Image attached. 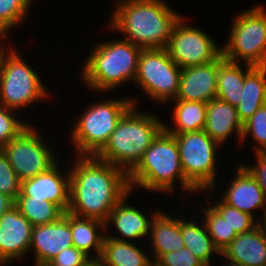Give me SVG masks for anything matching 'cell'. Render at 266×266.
I'll use <instances>...</instances> for the list:
<instances>
[{
  "mask_svg": "<svg viewBox=\"0 0 266 266\" xmlns=\"http://www.w3.org/2000/svg\"><path fill=\"white\" fill-rule=\"evenodd\" d=\"M73 246L70 212L56 222L33 226L30 245L35 251L34 262H50L59 252Z\"/></svg>",
  "mask_w": 266,
  "mask_h": 266,
  "instance_id": "15",
  "label": "cell"
},
{
  "mask_svg": "<svg viewBox=\"0 0 266 266\" xmlns=\"http://www.w3.org/2000/svg\"><path fill=\"white\" fill-rule=\"evenodd\" d=\"M220 256L244 266H266V241L259 227L237 235Z\"/></svg>",
  "mask_w": 266,
  "mask_h": 266,
  "instance_id": "19",
  "label": "cell"
},
{
  "mask_svg": "<svg viewBox=\"0 0 266 266\" xmlns=\"http://www.w3.org/2000/svg\"><path fill=\"white\" fill-rule=\"evenodd\" d=\"M154 266H206L188 248L165 253L155 262Z\"/></svg>",
  "mask_w": 266,
  "mask_h": 266,
  "instance_id": "35",
  "label": "cell"
},
{
  "mask_svg": "<svg viewBox=\"0 0 266 266\" xmlns=\"http://www.w3.org/2000/svg\"><path fill=\"white\" fill-rule=\"evenodd\" d=\"M224 266H244V265H242L240 263H237V262L230 261L229 265L227 264V265H224Z\"/></svg>",
  "mask_w": 266,
  "mask_h": 266,
  "instance_id": "43",
  "label": "cell"
},
{
  "mask_svg": "<svg viewBox=\"0 0 266 266\" xmlns=\"http://www.w3.org/2000/svg\"><path fill=\"white\" fill-rule=\"evenodd\" d=\"M36 266H53L50 262H37Z\"/></svg>",
  "mask_w": 266,
  "mask_h": 266,
  "instance_id": "42",
  "label": "cell"
},
{
  "mask_svg": "<svg viewBox=\"0 0 266 266\" xmlns=\"http://www.w3.org/2000/svg\"><path fill=\"white\" fill-rule=\"evenodd\" d=\"M33 225L13 206L0 218V264L21 260L30 252Z\"/></svg>",
  "mask_w": 266,
  "mask_h": 266,
  "instance_id": "13",
  "label": "cell"
},
{
  "mask_svg": "<svg viewBox=\"0 0 266 266\" xmlns=\"http://www.w3.org/2000/svg\"><path fill=\"white\" fill-rule=\"evenodd\" d=\"M136 102L130 99L105 100L92 104L78 118L71 131L78 156H96L106 145L118 121Z\"/></svg>",
  "mask_w": 266,
  "mask_h": 266,
  "instance_id": "6",
  "label": "cell"
},
{
  "mask_svg": "<svg viewBox=\"0 0 266 266\" xmlns=\"http://www.w3.org/2000/svg\"><path fill=\"white\" fill-rule=\"evenodd\" d=\"M251 135L258 143L256 152H266V104L261 106L244 124L241 140Z\"/></svg>",
  "mask_w": 266,
  "mask_h": 266,
  "instance_id": "32",
  "label": "cell"
},
{
  "mask_svg": "<svg viewBox=\"0 0 266 266\" xmlns=\"http://www.w3.org/2000/svg\"><path fill=\"white\" fill-rule=\"evenodd\" d=\"M37 130L26 126L1 149L20 181L46 172L57 161Z\"/></svg>",
  "mask_w": 266,
  "mask_h": 266,
  "instance_id": "11",
  "label": "cell"
},
{
  "mask_svg": "<svg viewBox=\"0 0 266 266\" xmlns=\"http://www.w3.org/2000/svg\"><path fill=\"white\" fill-rule=\"evenodd\" d=\"M181 70L166 48L142 49L134 81L152 100L165 103L177 96Z\"/></svg>",
  "mask_w": 266,
  "mask_h": 266,
  "instance_id": "10",
  "label": "cell"
},
{
  "mask_svg": "<svg viewBox=\"0 0 266 266\" xmlns=\"http://www.w3.org/2000/svg\"><path fill=\"white\" fill-rule=\"evenodd\" d=\"M70 173L68 211L106 223L113 208L130 192L128 175L96 156H77Z\"/></svg>",
  "mask_w": 266,
  "mask_h": 266,
  "instance_id": "1",
  "label": "cell"
},
{
  "mask_svg": "<svg viewBox=\"0 0 266 266\" xmlns=\"http://www.w3.org/2000/svg\"><path fill=\"white\" fill-rule=\"evenodd\" d=\"M257 162L255 166L245 165L244 167L249 171V173L254 177L257 183L263 190L265 200H266V152H256Z\"/></svg>",
  "mask_w": 266,
  "mask_h": 266,
  "instance_id": "37",
  "label": "cell"
},
{
  "mask_svg": "<svg viewBox=\"0 0 266 266\" xmlns=\"http://www.w3.org/2000/svg\"><path fill=\"white\" fill-rule=\"evenodd\" d=\"M14 111L0 103V149L28 126L13 116Z\"/></svg>",
  "mask_w": 266,
  "mask_h": 266,
  "instance_id": "34",
  "label": "cell"
},
{
  "mask_svg": "<svg viewBox=\"0 0 266 266\" xmlns=\"http://www.w3.org/2000/svg\"><path fill=\"white\" fill-rule=\"evenodd\" d=\"M171 135L176 138L181 166L187 181L198 192L215 189V151L219 144L204 130Z\"/></svg>",
  "mask_w": 266,
  "mask_h": 266,
  "instance_id": "9",
  "label": "cell"
},
{
  "mask_svg": "<svg viewBox=\"0 0 266 266\" xmlns=\"http://www.w3.org/2000/svg\"><path fill=\"white\" fill-rule=\"evenodd\" d=\"M149 237L154 251L153 263L163 254L180 250L184 247L180 230V219L161 211L152 214ZM177 218V219H176Z\"/></svg>",
  "mask_w": 266,
  "mask_h": 266,
  "instance_id": "20",
  "label": "cell"
},
{
  "mask_svg": "<svg viewBox=\"0 0 266 266\" xmlns=\"http://www.w3.org/2000/svg\"><path fill=\"white\" fill-rule=\"evenodd\" d=\"M183 21L180 16L175 22L166 47L171 59L181 69L217 60L222 55V47L219 48L210 35Z\"/></svg>",
  "mask_w": 266,
  "mask_h": 266,
  "instance_id": "12",
  "label": "cell"
},
{
  "mask_svg": "<svg viewBox=\"0 0 266 266\" xmlns=\"http://www.w3.org/2000/svg\"><path fill=\"white\" fill-rule=\"evenodd\" d=\"M14 206L33 226L54 223L65 213L53 202L29 196H17Z\"/></svg>",
  "mask_w": 266,
  "mask_h": 266,
  "instance_id": "28",
  "label": "cell"
},
{
  "mask_svg": "<svg viewBox=\"0 0 266 266\" xmlns=\"http://www.w3.org/2000/svg\"><path fill=\"white\" fill-rule=\"evenodd\" d=\"M236 170L237 175L230 182V187L226 189L222 201L253 217L254 209L264 208L265 215L266 200L260 185L243 164H239Z\"/></svg>",
  "mask_w": 266,
  "mask_h": 266,
  "instance_id": "17",
  "label": "cell"
},
{
  "mask_svg": "<svg viewBox=\"0 0 266 266\" xmlns=\"http://www.w3.org/2000/svg\"><path fill=\"white\" fill-rule=\"evenodd\" d=\"M32 0H0V29L9 32L23 22Z\"/></svg>",
  "mask_w": 266,
  "mask_h": 266,
  "instance_id": "30",
  "label": "cell"
},
{
  "mask_svg": "<svg viewBox=\"0 0 266 266\" xmlns=\"http://www.w3.org/2000/svg\"><path fill=\"white\" fill-rule=\"evenodd\" d=\"M218 59L182 68L175 100L209 102L217 96Z\"/></svg>",
  "mask_w": 266,
  "mask_h": 266,
  "instance_id": "16",
  "label": "cell"
},
{
  "mask_svg": "<svg viewBox=\"0 0 266 266\" xmlns=\"http://www.w3.org/2000/svg\"><path fill=\"white\" fill-rule=\"evenodd\" d=\"M263 218V220H261V222H257V226L259 227L265 241H266V214L261 216ZM263 221V222H262ZM263 223V224H262Z\"/></svg>",
  "mask_w": 266,
  "mask_h": 266,
  "instance_id": "39",
  "label": "cell"
},
{
  "mask_svg": "<svg viewBox=\"0 0 266 266\" xmlns=\"http://www.w3.org/2000/svg\"><path fill=\"white\" fill-rule=\"evenodd\" d=\"M239 62H232L222 55L218 58L216 98L236 106L240 102L245 76L255 67L246 64L243 71Z\"/></svg>",
  "mask_w": 266,
  "mask_h": 266,
  "instance_id": "22",
  "label": "cell"
},
{
  "mask_svg": "<svg viewBox=\"0 0 266 266\" xmlns=\"http://www.w3.org/2000/svg\"><path fill=\"white\" fill-rule=\"evenodd\" d=\"M132 193L131 191L113 208L110 212L109 218L106 221V227L110 225L115 226V229L123 235L122 238L114 237L112 235L108 236L110 238L119 240V241H127L124 239H138L143 238L144 236L149 234L151 220H149L144 213L138 210L135 207L129 206L130 204L126 203L128 195ZM113 223V224H112Z\"/></svg>",
  "mask_w": 266,
  "mask_h": 266,
  "instance_id": "21",
  "label": "cell"
},
{
  "mask_svg": "<svg viewBox=\"0 0 266 266\" xmlns=\"http://www.w3.org/2000/svg\"><path fill=\"white\" fill-rule=\"evenodd\" d=\"M57 165L58 162L46 172L21 181L18 196H29L53 202L66 213L69 207L70 173L68 171L64 177Z\"/></svg>",
  "mask_w": 266,
  "mask_h": 266,
  "instance_id": "14",
  "label": "cell"
},
{
  "mask_svg": "<svg viewBox=\"0 0 266 266\" xmlns=\"http://www.w3.org/2000/svg\"><path fill=\"white\" fill-rule=\"evenodd\" d=\"M240 102L235 106L244 124L266 104V66H255L246 76Z\"/></svg>",
  "mask_w": 266,
  "mask_h": 266,
  "instance_id": "23",
  "label": "cell"
},
{
  "mask_svg": "<svg viewBox=\"0 0 266 266\" xmlns=\"http://www.w3.org/2000/svg\"><path fill=\"white\" fill-rule=\"evenodd\" d=\"M21 181L9 163L6 154L0 149V193L6 194L14 201L20 194Z\"/></svg>",
  "mask_w": 266,
  "mask_h": 266,
  "instance_id": "33",
  "label": "cell"
},
{
  "mask_svg": "<svg viewBox=\"0 0 266 266\" xmlns=\"http://www.w3.org/2000/svg\"><path fill=\"white\" fill-rule=\"evenodd\" d=\"M132 106L118 121L115 130L97 158L115 165L127 175L137 166L144 152L164 129L156 115L141 113Z\"/></svg>",
  "mask_w": 266,
  "mask_h": 266,
  "instance_id": "3",
  "label": "cell"
},
{
  "mask_svg": "<svg viewBox=\"0 0 266 266\" xmlns=\"http://www.w3.org/2000/svg\"><path fill=\"white\" fill-rule=\"evenodd\" d=\"M175 178L183 191H197L185 178L175 136L163 129L128 174V183L130 191L139 186L154 192L170 193L174 191Z\"/></svg>",
  "mask_w": 266,
  "mask_h": 266,
  "instance_id": "4",
  "label": "cell"
},
{
  "mask_svg": "<svg viewBox=\"0 0 266 266\" xmlns=\"http://www.w3.org/2000/svg\"><path fill=\"white\" fill-rule=\"evenodd\" d=\"M15 204V201L6 194L0 193V218L8 212Z\"/></svg>",
  "mask_w": 266,
  "mask_h": 266,
  "instance_id": "38",
  "label": "cell"
},
{
  "mask_svg": "<svg viewBox=\"0 0 266 266\" xmlns=\"http://www.w3.org/2000/svg\"><path fill=\"white\" fill-rule=\"evenodd\" d=\"M203 216L207 232L211 237L215 247L221 253L230 242L237 236L234 229L228 225L224 218L212 207H205Z\"/></svg>",
  "mask_w": 266,
  "mask_h": 266,
  "instance_id": "29",
  "label": "cell"
},
{
  "mask_svg": "<svg viewBox=\"0 0 266 266\" xmlns=\"http://www.w3.org/2000/svg\"><path fill=\"white\" fill-rule=\"evenodd\" d=\"M222 56L232 62L243 59L252 66H266V11L255 6L236 16ZM237 58V59H236Z\"/></svg>",
  "mask_w": 266,
  "mask_h": 266,
  "instance_id": "7",
  "label": "cell"
},
{
  "mask_svg": "<svg viewBox=\"0 0 266 266\" xmlns=\"http://www.w3.org/2000/svg\"><path fill=\"white\" fill-rule=\"evenodd\" d=\"M212 207L224 218L231 229H234L237 235L248 232L257 226V219L254 221L253 216L224 203L222 200Z\"/></svg>",
  "mask_w": 266,
  "mask_h": 266,
  "instance_id": "31",
  "label": "cell"
},
{
  "mask_svg": "<svg viewBox=\"0 0 266 266\" xmlns=\"http://www.w3.org/2000/svg\"><path fill=\"white\" fill-rule=\"evenodd\" d=\"M110 27L141 49L166 48L181 15L164 0H124L112 13Z\"/></svg>",
  "mask_w": 266,
  "mask_h": 266,
  "instance_id": "2",
  "label": "cell"
},
{
  "mask_svg": "<svg viewBox=\"0 0 266 266\" xmlns=\"http://www.w3.org/2000/svg\"><path fill=\"white\" fill-rule=\"evenodd\" d=\"M100 259L106 266H153V260L138 246L105 235Z\"/></svg>",
  "mask_w": 266,
  "mask_h": 266,
  "instance_id": "25",
  "label": "cell"
},
{
  "mask_svg": "<svg viewBox=\"0 0 266 266\" xmlns=\"http://www.w3.org/2000/svg\"><path fill=\"white\" fill-rule=\"evenodd\" d=\"M4 35H5V37H7L6 36V32L0 29V38L2 39V37H3V39H5ZM3 47L5 48V45L4 46H2V45L0 46V61H1V58H2L3 54L6 52V50Z\"/></svg>",
  "mask_w": 266,
  "mask_h": 266,
  "instance_id": "41",
  "label": "cell"
},
{
  "mask_svg": "<svg viewBox=\"0 0 266 266\" xmlns=\"http://www.w3.org/2000/svg\"><path fill=\"white\" fill-rule=\"evenodd\" d=\"M49 95L39 75L15 49L7 50L0 61V103L18 110Z\"/></svg>",
  "mask_w": 266,
  "mask_h": 266,
  "instance_id": "8",
  "label": "cell"
},
{
  "mask_svg": "<svg viewBox=\"0 0 266 266\" xmlns=\"http://www.w3.org/2000/svg\"><path fill=\"white\" fill-rule=\"evenodd\" d=\"M202 224V226H201ZM200 226L194 221L180 220V230L184 247L188 248L197 258H199L206 266H210L211 256L221 253L215 247L211 237L207 232L204 223Z\"/></svg>",
  "mask_w": 266,
  "mask_h": 266,
  "instance_id": "27",
  "label": "cell"
},
{
  "mask_svg": "<svg viewBox=\"0 0 266 266\" xmlns=\"http://www.w3.org/2000/svg\"><path fill=\"white\" fill-rule=\"evenodd\" d=\"M171 101H175L173 119L176 126L172 128L164 124V129L169 134L204 130L207 116V103L184 100Z\"/></svg>",
  "mask_w": 266,
  "mask_h": 266,
  "instance_id": "26",
  "label": "cell"
},
{
  "mask_svg": "<svg viewBox=\"0 0 266 266\" xmlns=\"http://www.w3.org/2000/svg\"><path fill=\"white\" fill-rule=\"evenodd\" d=\"M91 257L74 246L63 249L50 260L53 266H84Z\"/></svg>",
  "mask_w": 266,
  "mask_h": 266,
  "instance_id": "36",
  "label": "cell"
},
{
  "mask_svg": "<svg viewBox=\"0 0 266 266\" xmlns=\"http://www.w3.org/2000/svg\"><path fill=\"white\" fill-rule=\"evenodd\" d=\"M141 48L122 39L99 43L86 58L82 79L94 91H107L135 80Z\"/></svg>",
  "mask_w": 266,
  "mask_h": 266,
  "instance_id": "5",
  "label": "cell"
},
{
  "mask_svg": "<svg viewBox=\"0 0 266 266\" xmlns=\"http://www.w3.org/2000/svg\"><path fill=\"white\" fill-rule=\"evenodd\" d=\"M70 227L73 246L89 257L93 248L96 254L91 258H100L105 235L102 236L97 230L100 228L104 230L106 223L95 218L79 217L70 213Z\"/></svg>",
  "mask_w": 266,
  "mask_h": 266,
  "instance_id": "24",
  "label": "cell"
},
{
  "mask_svg": "<svg viewBox=\"0 0 266 266\" xmlns=\"http://www.w3.org/2000/svg\"><path fill=\"white\" fill-rule=\"evenodd\" d=\"M204 131L219 145L234 132L237 134V139L242 142L243 123L238 117L236 107L218 98L207 102Z\"/></svg>",
  "mask_w": 266,
  "mask_h": 266,
  "instance_id": "18",
  "label": "cell"
},
{
  "mask_svg": "<svg viewBox=\"0 0 266 266\" xmlns=\"http://www.w3.org/2000/svg\"><path fill=\"white\" fill-rule=\"evenodd\" d=\"M84 266H106L100 258H91Z\"/></svg>",
  "mask_w": 266,
  "mask_h": 266,
  "instance_id": "40",
  "label": "cell"
}]
</instances>
